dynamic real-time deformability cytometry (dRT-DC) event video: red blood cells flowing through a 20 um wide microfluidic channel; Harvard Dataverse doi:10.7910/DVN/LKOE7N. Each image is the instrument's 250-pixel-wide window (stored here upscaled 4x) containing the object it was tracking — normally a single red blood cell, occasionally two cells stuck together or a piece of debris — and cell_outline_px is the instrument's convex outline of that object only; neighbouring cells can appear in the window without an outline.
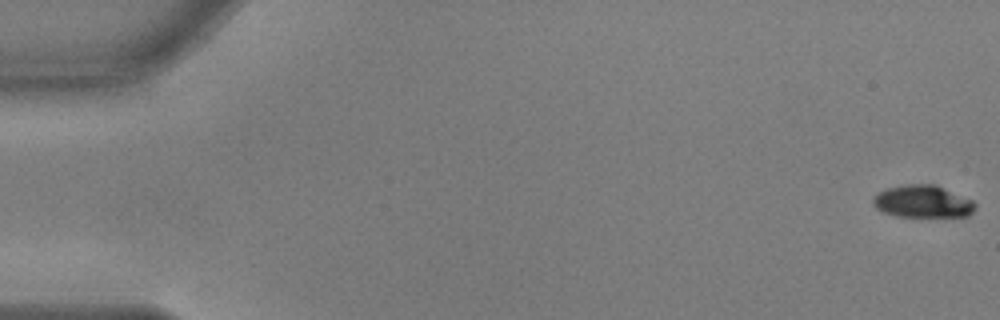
{"species": "common noctule bat (a hibernating species)", "species_latin": "Nyctalus noctula", "temperature_condition": "warm", "stored_images_in_passage": 56, "camera_frame_rate_fps": 3000, "um_per_image_px": 0.085, "animal": {"sex": "male", "body_mass_g": 17.9, "forearm_length_mm": 54.2}, "frame": {"image": 1, "passage_image": 1, "time_ms": 0.0, "image_size_px": [1000, 320], "cell_outline_px": [[976, 208], [968, 216], [896, 216], [884, 212], [876, 208], [872, 204], [872, 200], [880, 192], [888, 188], [904, 184], [936, 184], [972, 200], [976, 204]], "centroid_in_image_um": [78.44, 17.12], "position_along_channel_um": 6.6, "area_um2": 19.13}}
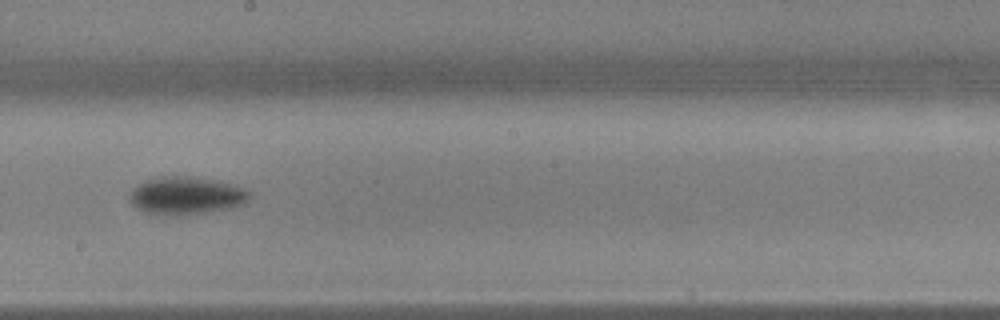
{"frame": {"image": 2, "passage_image": 32, "time_ms": 10.333, "image_size_px": [1000, 320], "cell_outline_px": [[252, 196], [244, 204], [228, 208], [204, 212], [176, 216], [144, 212], [136, 208], [128, 200], [128, 196], [140, 184], [148, 180], [160, 176], [188, 176], [216, 180], [244, 188]], "centroid_in_image_um": [15.82, 16.63], "position_along_channel_um": 232.4, "area_um2": 26.13}}
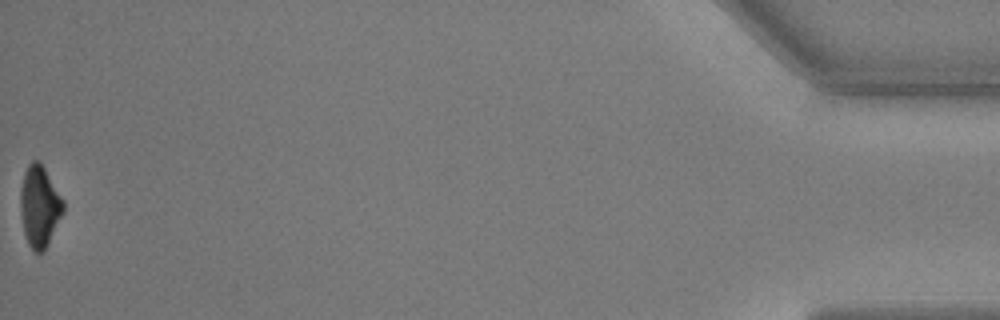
{"frame": {"image": 3, "passage_image": 56, "time_ms": 18.333, "image_size_px": [1000, 320], "cell_outline_px": [[64, 212], [44, 252], [36, 252], [28, 244], [24, 232], [20, 208], [20, 188], [24, 172], [28, 164], [32, 160], [40, 160], [64, 200]], "centroid_in_image_um": [3.37, 17.51], "position_along_channel_um": 431.8, "area_um2": 20.46}, "authors_computed_cell_mechanics": {"area_um2": 22.1663, "velocity_mm_per_s": 3.6688, "shape_relaxation_time_tau1_ms": 1.6758, "shape_relaxation_time_tau2_ms": 9.5564, "deformation_change_tau1": 0.1129, "deformation_change_tau2": 0.139}}